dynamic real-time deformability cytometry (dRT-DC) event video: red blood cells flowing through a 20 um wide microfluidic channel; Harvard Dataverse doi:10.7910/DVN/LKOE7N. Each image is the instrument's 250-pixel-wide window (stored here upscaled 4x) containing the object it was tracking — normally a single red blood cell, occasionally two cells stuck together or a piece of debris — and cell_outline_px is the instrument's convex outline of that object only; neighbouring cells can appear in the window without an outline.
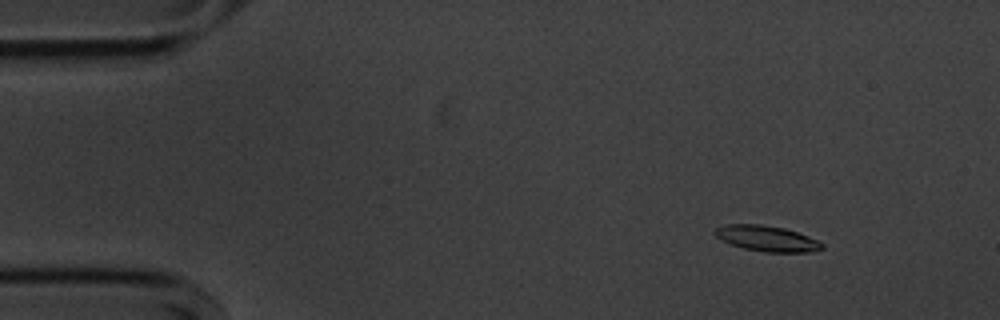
{"species": "common noctule bat (a hibernating species)", "species_latin": "Nyctalus noctula", "temperature_condition": "cold", "stored_images_in_passage": 57, "segment_of_instrument_passage": [1, 2], "camera_frame_rate_fps": 3000, "um_per_image_px": 0.085, "animal": {"sex": "male", "body_mass_g": 20.1, "forearm_length_mm": 53.5}, "frame": {"image": 1, "passage_image": 7, "time_ms": 2.0, "image_size_px": [1000, 320], "cell_outline_px": [[824, 248], [808, 252], [764, 252], [744, 248], [732, 244], [716, 236], [712, 232], [716, 228], [724, 224], [760, 224], [784, 228], [808, 236], [824, 244]], "centroid_in_image_um": [65.17, 20.26], "position_along_channel_um": 19.8, "area_um2": 15.84}}
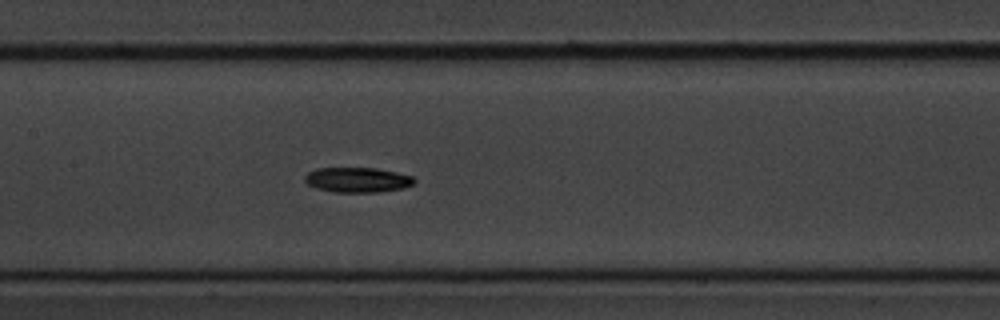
{"frame": {"image": 2, "passage_image": 27, "time_ms": 8.667, "image_size_px": [1000, 320], "cell_outline_px": [[416, 180], [412, 184], [404, 188], [380, 192], [336, 192], [316, 188], [308, 184], [304, 180], [304, 176], [308, 172], [316, 168], [376, 168], [396, 172], [412, 176]], "centroid_in_image_um": [30.38, 15.28], "position_along_channel_um": 177.0, "area_um2": 15.95}}
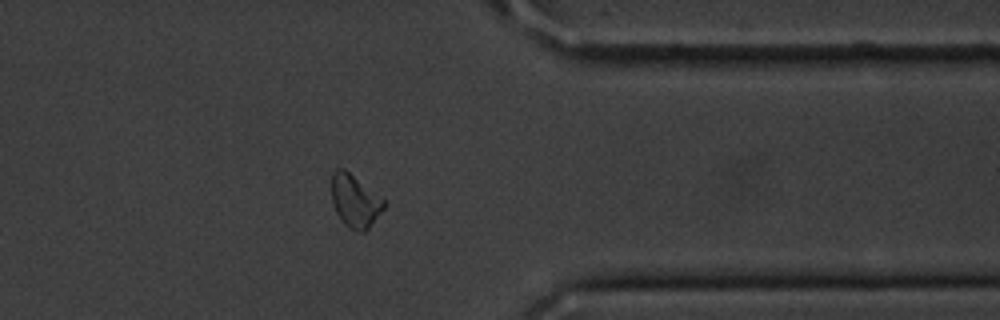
{"frame": {"image": 3, "passage_image": 45, "time_ms": 14.667, "image_size_px": [1000, 320], "cell_outline_px": [[388, 204], [368, 228], [364, 232], [360, 232], [344, 224], [336, 212], [332, 204], [332, 172], [336, 168], [344, 168], [384, 200]], "centroid_in_image_um": [30.16, 17.08], "position_along_channel_um": 381.2, "area_um2": 15.9}}